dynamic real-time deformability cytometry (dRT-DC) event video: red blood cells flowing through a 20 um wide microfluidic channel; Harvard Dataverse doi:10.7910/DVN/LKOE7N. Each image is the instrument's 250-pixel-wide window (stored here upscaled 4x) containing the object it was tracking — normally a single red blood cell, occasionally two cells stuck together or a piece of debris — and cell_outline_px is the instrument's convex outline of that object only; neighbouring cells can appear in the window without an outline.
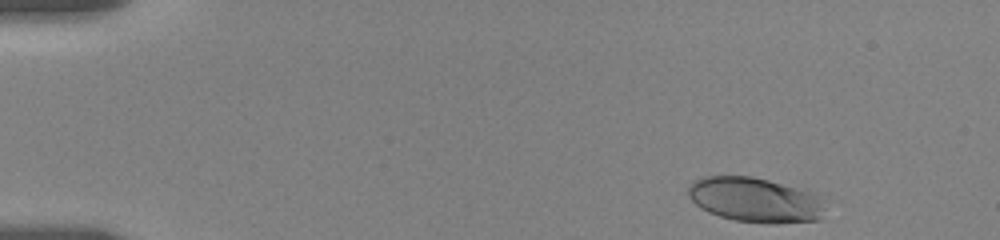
{"species": "human", "species_latin": "Homo sapiens", "temperature_condition": "room temperature", "stored_images_in_passage": 40, "camera_frame_rate_fps": 3000, "um_per_image_px": 0.085, "donor": {"sex": "female"}, "frame": {"image": 1, "passage_image": 2, "time_ms": 0.333, "image_size_px": [1000, 240], "cell_outline_px": [[820, 220], [776, 224], [768, 224], [736, 220], [720, 216], [708, 212], [700, 208], [688, 196], [688, 188], [696, 180], [704, 176], [752, 176], [768, 180], [808, 192], [816, 196], [820, 208]], "centroid_in_image_um": [64.08, 17.0], "position_along_channel_um": 20.9, "area_um2": 34.91}}
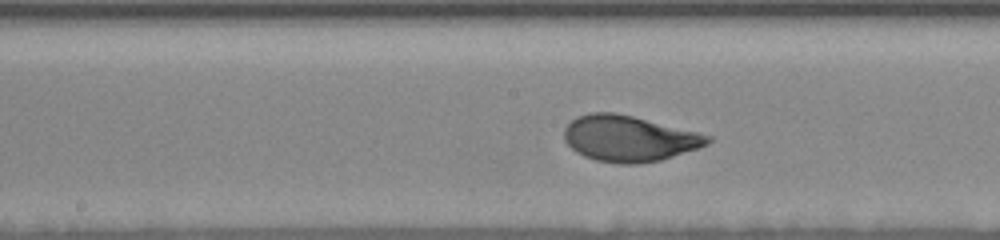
{"frame": {"image": 2, "passage_image": 23, "time_ms": 8.333, "image_size_px": [1000, 240], "cell_outline_px": [[712, 140], [708, 144], [700, 148], [660, 160], [640, 164], [620, 164], [596, 160], [584, 156], [576, 152], [564, 140], [564, 128], [576, 116], [588, 112], [616, 112], [712, 136]], "centroid_in_image_um": [53.45, 11.77], "position_along_channel_um": 194.8, "area_um2": 38.38}}
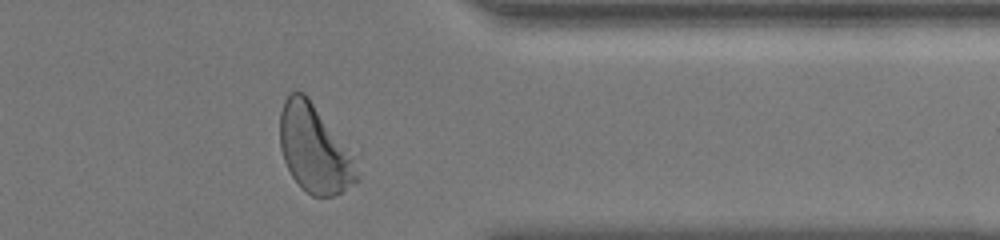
{"frame": {"image": 3, "passage_image": 38, "time_ms": 14.0, "image_size_px": [1000, 240], "cell_outline_px": [[356, 184], [332, 196], [312, 196], [300, 188], [292, 176], [284, 160], [280, 148], [280, 112], [284, 100], [292, 92], [304, 92], [308, 96], [348, 160], [356, 176]], "centroid_in_image_um": [26.55, 12.7], "position_along_channel_um": 384.9, "area_um2": 36.59}, "authors_computed_cell_mechanics": {"area_um2": 37.3099, "velocity_mm_per_s": 3.4834, "shape_relaxation_time_tau1_ms": 2.4893, "shape_relaxation_time_tau2_ms": null, "deformation_change_tau1": 0.1535, "deformation_change_tau2": null}}